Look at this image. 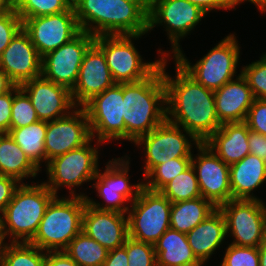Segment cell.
<instances>
[{
	"instance_id": "6da1fadb",
	"label": "cell",
	"mask_w": 266,
	"mask_h": 266,
	"mask_svg": "<svg viewBox=\"0 0 266 266\" xmlns=\"http://www.w3.org/2000/svg\"><path fill=\"white\" fill-rule=\"evenodd\" d=\"M170 59L164 57L162 60L167 120L204 143L222 125L216 114L214 91L197 83L176 61L173 62L175 75L171 76L166 72Z\"/></svg>"
},
{
	"instance_id": "7a4b0ae2",
	"label": "cell",
	"mask_w": 266,
	"mask_h": 266,
	"mask_svg": "<svg viewBox=\"0 0 266 266\" xmlns=\"http://www.w3.org/2000/svg\"><path fill=\"white\" fill-rule=\"evenodd\" d=\"M149 0H84L75 14L92 36L148 34Z\"/></svg>"
},
{
	"instance_id": "3957f363",
	"label": "cell",
	"mask_w": 266,
	"mask_h": 266,
	"mask_svg": "<svg viewBox=\"0 0 266 266\" xmlns=\"http://www.w3.org/2000/svg\"><path fill=\"white\" fill-rule=\"evenodd\" d=\"M123 119L126 141L132 144L167 119L162 62L148 78L123 83Z\"/></svg>"
},
{
	"instance_id": "277c9868",
	"label": "cell",
	"mask_w": 266,
	"mask_h": 266,
	"mask_svg": "<svg viewBox=\"0 0 266 266\" xmlns=\"http://www.w3.org/2000/svg\"><path fill=\"white\" fill-rule=\"evenodd\" d=\"M21 183L0 214L3 242L29 243L37 232L46 209L56 195L42 182Z\"/></svg>"
},
{
	"instance_id": "5b68a950",
	"label": "cell",
	"mask_w": 266,
	"mask_h": 266,
	"mask_svg": "<svg viewBox=\"0 0 266 266\" xmlns=\"http://www.w3.org/2000/svg\"><path fill=\"white\" fill-rule=\"evenodd\" d=\"M86 203V198L82 196L57 195L48 205L29 243L46 252L64 251L82 231Z\"/></svg>"
},
{
	"instance_id": "8992f818",
	"label": "cell",
	"mask_w": 266,
	"mask_h": 266,
	"mask_svg": "<svg viewBox=\"0 0 266 266\" xmlns=\"http://www.w3.org/2000/svg\"><path fill=\"white\" fill-rule=\"evenodd\" d=\"M235 35L237 34L230 33L221 39L196 63L192 64L182 49L172 58L197 83L216 91L241 74L236 75L241 62L239 61L241 46Z\"/></svg>"
},
{
	"instance_id": "52a82bcc",
	"label": "cell",
	"mask_w": 266,
	"mask_h": 266,
	"mask_svg": "<svg viewBox=\"0 0 266 266\" xmlns=\"http://www.w3.org/2000/svg\"><path fill=\"white\" fill-rule=\"evenodd\" d=\"M92 138L80 148L70 150L48 162L45 166L47 179L43 183L57 196L58 190L67 187L69 196L87 195L83 192L77 193L76 188L83 184L91 183L97 175L99 168V148L104 145ZM93 141L95 144L93 145Z\"/></svg>"
},
{
	"instance_id": "ba28073f",
	"label": "cell",
	"mask_w": 266,
	"mask_h": 266,
	"mask_svg": "<svg viewBox=\"0 0 266 266\" xmlns=\"http://www.w3.org/2000/svg\"><path fill=\"white\" fill-rule=\"evenodd\" d=\"M130 161V157L126 154L122 157L112 158L105 163L106 166L103 172L100 167L98 168L97 175L92 180L94 183L90 184L89 187H93L92 189H95L98 193L96 196L103 201L102 203L95 201L87 195L85 198L90 206L99 210L127 214L131 203L138 197L144 187L143 179L135 184L130 182L131 176H128Z\"/></svg>"
},
{
	"instance_id": "9c48e42d",
	"label": "cell",
	"mask_w": 266,
	"mask_h": 266,
	"mask_svg": "<svg viewBox=\"0 0 266 266\" xmlns=\"http://www.w3.org/2000/svg\"><path fill=\"white\" fill-rule=\"evenodd\" d=\"M142 35H99L94 43L103 51L115 83H133L148 78L164 57L146 62L134 45Z\"/></svg>"
},
{
	"instance_id": "30bf717a",
	"label": "cell",
	"mask_w": 266,
	"mask_h": 266,
	"mask_svg": "<svg viewBox=\"0 0 266 266\" xmlns=\"http://www.w3.org/2000/svg\"><path fill=\"white\" fill-rule=\"evenodd\" d=\"M206 15L187 0H149L148 33L155 27L163 26L171 44L170 50L158 48V55L172 58L182 49L180 41L193 32Z\"/></svg>"
},
{
	"instance_id": "8fae6325",
	"label": "cell",
	"mask_w": 266,
	"mask_h": 266,
	"mask_svg": "<svg viewBox=\"0 0 266 266\" xmlns=\"http://www.w3.org/2000/svg\"><path fill=\"white\" fill-rule=\"evenodd\" d=\"M133 144L144 154L143 179L159 164L179 157H192L201 142L190 132L167 119L139 137ZM194 147V149H193Z\"/></svg>"
},
{
	"instance_id": "7c38bea8",
	"label": "cell",
	"mask_w": 266,
	"mask_h": 266,
	"mask_svg": "<svg viewBox=\"0 0 266 266\" xmlns=\"http://www.w3.org/2000/svg\"><path fill=\"white\" fill-rule=\"evenodd\" d=\"M171 206L160 191L143 187L127 211L128 236L154 245L170 228Z\"/></svg>"
},
{
	"instance_id": "4fadbf2b",
	"label": "cell",
	"mask_w": 266,
	"mask_h": 266,
	"mask_svg": "<svg viewBox=\"0 0 266 266\" xmlns=\"http://www.w3.org/2000/svg\"><path fill=\"white\" fill-rule=\"evenodd\" d=\"M83 108L86 110L91 135L105 144L111 140L126 141L123 119V83H115L102 93L95 95Z\"/></svg>"
},
{
	"instance_id": "5bb4252c",
	"label": "cell",
	"mask_w": 266,
	"mask_h": 266,
	"mask_svg": "<svg viewBox=\"0 0 266 266\" xmlns=\"http://www.w3.org/2000/svg\"><path fill=\"white\" fill-rule=\"evenodd\" d=\"M265 203L258 199H232L218 207L225 217L227 239L233 238L230 244L259 247L263 243Z\"/></svg>"
},
{
	"instance_id": "9a60e30c",
	"label": "cell",
	"mask_w": 266,
	"mask_h": 266,
	"mask_svg": "<svg viewBox=\"0 0 266 266\" xmlns=\"http://www.w3.org/2000/svg\"><path fill=\"white\" fill-rule=\"evenodd\" d=\"M94 41L95 36L81 30L70 41L42 57L41 76L72 90L77 82L83 57Z\"/></svg>"
},
{
	"instance_id": "2e32d148",
	"label": "cell",
	"mask_w": 266,
	"mask_h": 266,
	"mask_svg": "<svg viewBox=\"0 0 266 266\" xmlns=\"http://www.w3.org/2000/svg\"><path fill=\"white\" fill-rule=\"evenodd\" d=\"M23 29L41 57L67 43L81 31L72 8L57 14L26 18Z\"/></svg>"
},
{
	"instance_id": "e0dca14e",
	"label": "cell",
	"mask_w": 266,
	"mask_h": 266,
	"mask_svg": "<svg viewBox=\"0 0 266 266\" xmlns=\"http://www.w3.org/2000/svg\"><path fill=\"white\" fill-rule=\"evenodd\" d=\"M92 139L86 110L77 107L69 115L47 122L45 151L50 160L82 147Z\"/></svg>"
},
{
	"instance_id": "ac0fdd59",
	"label": "cell",
	"mask_w": 266,
	"mask_h": 266,
	"mask_svg": "<svg viewBox=\"0 0 266 266\" xmlns=\"http://www.w3.org/2000/svg\"><path fill=\"white\" fill-rule=\"evenodd\" d=\"M196 155L192 154L201 196L217 208L232 200L229 165L224 163L207 145L201 143Z\"/></svg>"
},
{
	"instance_id": "d6986e66",
	"label": "cell",
	"mask_w": 266,
	"mask_h": 266,
	"mask_svg": "<svg viewBox=\"0 0 266 266\" xmlns=\"http://www.w3.org/2000/svg\"><path fill=\"white\" fill-rule=\"evenodd\" d=\"M19 87L28 95L40 121L50 122L63 118L77 108L70 89L43 76L31 79Z\"/></svg>"
},
{
	"instance_id": "ffe728a7",
	"label": "cell",
	"mask_w": 266,
	"mask_h": 266,
	"mask_svg": "<svg viewBox=\"0 0 266 266\" xmlns=\"http://www.w3.org/2000/svg\"><path fill=\"white\" fill-rule=\"evenodd\" d=\"M42 57L22 28L0 55V68L20 86L41 76Z\"/></svg>"
},
{
	"instance_id": "44dd1931",
	"label": "cell",
	"mask_w": 266,
	"mask_h": 266,
	"mask_svg": "<svg viewBox=\"0 0 266 266\" xmlns=\"http://www.w3.org/2000/svg\"><path fill=\"white\" fill-rule=\"evenodd\" d=\"M114 84L103 51L93 43L83 57L77 82L71 90L75 105L83 107L95 95Z\"/></svg>"
},
{
	"instance_id": "7402d4cb",
	"label": "cell",
	"mask_w": 266,
	"mask_h": 266,
	"mask_svg": "<svg viewBox=\"0 0 266 266\" xmlns=\"http://www.w3.org/2000/svg\"><path fill=\"white\" fill-rule=\"evenodd\" d=\"M82 232L108 251L121 247L129 237L127 214L99 210L86 203L82 217Z\"/></svg>"
},
{
	"instance_id": "603a6c76",
	"label": "cell",
	"mask_w": 266,
	"mask_h": 266,
	"mask_svg": "<svg viewBox=\"0 0 266 266\" xmlns=\"http://www.w3.org/2000/svg\"><path fill=\"white\" fill-rule=\"evenodd\" d=\"M216 114L221 124L243 122L255 100L252 89L240 74L214 91Z\"/></svg>"
},
{
	"instance_id": "cb8c5ba5",
	"label": "cell",
	"mask_w": 266,
	"mask_h": 266,
	"mask_svg": "<svg viewBox=\"0 0 266 266\" xmlns=\"http://www.w3.org/2000/svg\"><path fill=\"white\" fill-rule=\"evenodd\" d=\"M249 127L245 121L224 123L205 142L224 163L232 165L250 153Z\"/></svg>"
},
{
	"instance_id": "d4e9b609",
	"label": "cell",
	"mask_w": 266,
	"mask_h": 266,
	"mask_svg": "<svg viewBox=\"0 0 266 266\" xmlns=\"http://www.w3.org/2000/svg\"><path fill=\"white\" fill-rule=\"evenodd\" d=\"M188 243L197 260L204 266L224 245L227 239L226 221L223 213L217 208L205 220L186 234Z\"/></svg>"
},
{
	"instance_id": "484cf974",
	"label": "cell",
	"mask_w": 266,
	"mask_h": 266,
	"mask_svg": "<svg viewBox=\"0 0 266 266\" xmlns=\"http://www.w3.org/2000/svg\"><path fill=\"white\" fill-rule=\"evenodd\" d=\"M232 199L262 200L253 192L266 183V162L251 153L229 166Z\"/></svg>"
},
{
	"instance_id": "4316f807",
	"label": "cell",
	"mask_w": 266,
	"mask_h": 266,
	"mask_svg": "<svg viewBox=\"0 0 266 266\" xmlns=\"http://www.w3.org/2000/svg\"><path fill=\"white\" fill-rule=\"evenodd\" d=\"M157 266H203L184 233L169 228L154 244Z\"/></svg>"
},
{
	"instance_id": "83f0119b",
	"label": "cell",
	"mask_w": 266,
	"mask_h": 266,
	"mask_svg": "<svg viewBox=\"0 0 266 266\" xmlns=\"http://www.w3.org/2000/svg\"><path fill=\"white\" fill-rule=\"evenodd\" d=\"M41 171L8 133L0 134V175L24 183L25 179L37 178Z\"/></svg>"
},
{
	"instance_id": "f1b7e54d",
	"label": "cell",
	"mask_w": 266,
	"mask_h": 266,
	"mask_svg": "<svg viewBox=\"0 0 266 266\" xmlns=\"http://www.w3.org/2000/svg\"><path fill=\"white\" fill-rule=\"evenodd\" d=\"M216 209L217 207L211 201L202 196L172 203L170 228L187 234Z\"/></svg>"
},
{
	"instance_id": "f546056e",
	"label": "cell",
	"mask_w": 266,
	"mask_h": 266,
	"mask_svg": "<svg viewBox=\"0 0 266 266\" xmlns=\"http://www.w3.org/2000/svg\"><path fill=\"white\" fill-rule=\"evenodd\" d=\"M47 122L38 120L22 128L9 130L8 134L20 146L31 161L42 170V164L47 165L45 151V136ZM42 163V164H41Z\"/></svg>"
},
{
	"instance_id": "4dcf8cb0",
	"label": "cell",
	"mask_w": 266,
	"mask_h": 266,
	"mask_svg": "<svg viewBox=\"0 0 266 266\" xmlns=\"http://www.w3.org/2000/svg\"><path fill=\"white\" fill-rule=\"evenodd\" d=\"M46 251L31 243L3 242L0 266H45Z\"/></svg>"
},
{
	"instance_id": "1f68e13d",
	"label": "cell",
	"mask_w": 266,
	"mask_h": 266,
	"mask_svg": "<svg viewBox=\"0 0 266 266\" xmlns=\"http://www.w3.org/2000/svg\"><path fill=\"white\" fill-rule=\"evenodd\" d=\"M64 251L79 266H102L109 252L82 231Z\"/></svg>"
},
{
	"instance_id": "d6a6232c",
	"label": "cell",
	"mask_w": 266,
	"mask_h": 266,
	"mask_svg": "<svg viewBox=\"0 0 266 266\" xmlns=\"http://www.w3.org/2000/svg\"><path fill=\"white\" fill-rule=\"evenodd\" d=\"M160 192L171 202L191 200L201 197L195 169H188L168 182Z\"/></svg>"
},
{
	"instance_id": "836d02e7",
	"label": "cell",
	"mask_w": 266,
	"mask_h": 266,
	"mask_svg": "<svg viewBox=\"0 0 266 266\" xmlns=\"http://www.w3.org/2000/svg\"><path fill=\"white\" fill-rule=\"evenodd\" d=\"M192 165V157L170 159L157 165L143 180L144 187L160 191L168 182Z\"/></svg>"
},
{
	"instance_id": "e575fe53",
	"label": "cell",
	"mask_w": 266,
	"mask_h": 266,
	"mask_svg": "<svg viewBox=\"0 0 266 266\" xmlns=\"http://www.w3.org/2000/svg\"><path fill=\"white\" fill-rule=\"evenodd\" d=\"M14 9L23 21L26 18L61 13L71 7L69 0H14Z\"/></svg>"
},
{
	"instance_id": "d590c367",
	"label": "cell",
	"mask_w": 266,
	"mask_h": 266,
	"mask_svg": "<svg viewBox=\"0 0 266 266\" xmlns=\"http://www.w3.org/2000/svg\"><path fill=\"white\" fill-rule=\"evenodd\" d=\"M37 113L28 95L17 85L13 87L10 130L22 128L37 122Z\"/></svg>"
},
{
	"instance_id": "8d00e7d4",
	"label": "cell",
	"mask_w": 266,
	"mask_h": 266,
	"mask_svg": "<svg viewBox=\"0 0 266 266\" xmlns=\"http://www.w3.org/2000/svg\"><path fill=\"white\" fill-rule=\"evenodd\" d=\"M260 59L241 66L240 73L252 89L255 99H266V53Z\"/></svg>"
},
{
	"instance_id": "74e56055",
	"label": "cell",
	"mask_w": 266,
	"mask_h": 266,
	"mask_svg": "<svg viewBox=\"0 0 266 266\" xmlns=\"http://www.w3.org/2000/svg\"><path fill=\"white\" fill-rule=\"evenodd\" d=\"M128 256V266H157L153 244L128 237L123 245Z\"/></svg>"
},
{
	"instance_id": "f35d334b",
	"label": "cell",
	"mask_w": 266,
	"mask_h": 266,
	"mask_svg": "<svg viewBox=\"0 0 266 266\" xmlns=\"http://www.w3.org/2000/svg\"><path fill=\"white\" fill-rule=\"evenodd\" d=\"M222 261L218 266H260L259 247L227 244Z\"/></svg>"
},
{
	"instance_id": "ab89813d",
	"label": "cell",
	"mask_w": 266,
	"mask_h": 266,
	"mask_svg": "<svg viewBox=\"0 0 266 266\" xmlns=\"http://www.w3.org/2000/svg\"><path fill=\"white\" fill-rule=\"evenodd\" d=\"M22 28L23 21L14 7L10 11L0 14V55Z\"/></svg>"
},
{
	"instance_id": "60d3db41",
	"label": "cell",
	"mask_w": 266,
	"mask_h": 266,
	"mask_svg": "<svg viewBox=\"0 0 266 266\" xmlns=\"http://www.w3.org/2000/svg\"><path fill=\"white\" fill-rule=\"evenodd\" d=\"M245 122L249 130L266 136V99H255Z\"/></svg>"
},
{
	"instance_id": "b9f144b4",
	"label": "cell",
	"mask_w": 266,
	"mask_h": 266,
	"mask_svg": "<svg viewBox=\"0 0 266 266\" xmlns=\"http://www.w3.org/2000/svg\"><path fill=\"white\" fill-rule=\"evenodd\" d=\"M20 185L21 183L17 179L10 176L0 175V214L11 201L16 189Z\"/></svg>"
},
{
	"instance_id": "7bdbcfd3",
	"label": "cell",
	"mask_w": 266,
	"mask_h": 266,
	"mask_svg": "<svg viewBox=\"0 0 266 266\" xmlns=\"http://www.w3.org/2000/svg\"><path fill=\"white\" fill-rule=\"evenodd\" d=\"M13 104V88L0 95V134L10 130L11 108Z\"/></svg>"
},
{
	"instance_id": "ee69618b",
	"label": "cell",
	"mask_w": 266,
	"mask_h": 266,
	"mask_svg": "<svg viewBox=\"0 0 266 266\" xmlns=\"http://www.w3.org/2000/svg\"><path fill=\"white\" fill-rule=\"evenodd\" d=\"M248 144L250 153L266 162V136L250 130Z\"/></svg>"
},
{
	"instance_id": "f6af8a7d",
	"label": "cell",
	"mask_w": 266,
	"mask_h": 266,
	"mask_svg": "<svg viewBox=\"0 0 266 266\" xmlns=\"http://www.w3.org/2000/svg\"><path fill=\"white\" fill-rule=\"evenodd\" d=\"M45 266H79L65 251L46 252Z\"/></svg>"
},
{
	"instance_id": "bcb514c9",
	"label": "cell",
	"mask_w": 266,
	"mask_h": 266,
	"mask_svg": "<svg viewBox=\"0 0 266 266\" xmlns=\"http://www.w3.org/2000/svg\"><path fill=\"white\" fill-rule=\"evenodd\" d=\"M188 2L195 4L207 15L212 10H231L228 0H187Z\"/></svg>"
},
{
	"instance_id": "7dc6e473",
	"label": "cell",
	"mask_w": 266,
	"mask_h": 266,
	"mask_svg": "<svg viewBox=\"0 0 266 266\" xmlns=\"http://www.w3.org/2000/svg\"><path fill=\"white\" fill-rule=\"evenodd\" d=\"M102 266H128L126 248L121 246L110 250Z\"/></svg>"
},
{
	"instance_id": "c3c4849f",
	"label": "cell",
	"mask_w": 266,
	"mask_h": 266,
	"mask_svg": "<svg viewBox=\"0 0 266 266\" xmlns=\"http://www.w3.org/2000/svg\"><path fill=\"white\" fill-rule=\"evenodd\" d=\"M244 2H250L253 4L257 9H259L260 14L266 13V0H228V3L231 7V9H235L240 4Z\"/></svg>"
},
{
	"instance_id": "681fc988",
	"label": "cell",
	"mask_w": 266,
	"mask_h": 266,
	"mask_svg": "<svg viewBox=\"0 0 266 266\" xmlns=\"http://www.w3.org/2000/svg\"><path fill=\"white\" fill-rule=\"evenodd\" d=\"M14 86L9 76L0 68V95L10 91Z\"/></svg>"
},
{
	"instance_id": "f907efd6",
	"label": "cell",
	"mask_w": 266,
	"mask_h": 266,
	"mask_svg": "<svg viewBox=\"0 0 266 266\" xmlns=\"http://www.w3.org/2000/svg\"><path fill=\"white\" fill-rule=\"evenodd\" d=\"M14 7V0H0V14L10 11Z\"/></svg>"
},
{
	"instance_id": "816d5d0a",
	"label": "cell",
	"mask_w": 266,
	"mask_h": 266,
	"mask_svg": "<svg viewBox=\"0 0 266 266\" xmlns=\"http://www.w3.org/2000/svg\"><path fill=\"white\" fill-rule=\"evenodd\" d=\"M259 264L266 266V246L263 243L259 246Z\"/></svg>"
},
{
	"instance_id": "f5cc1de1",
	"label": "cell",
	"mask_w": 266,
	"mask_h": 266,
	"mask_svg": "<svg viewBox=\"0 0 266 266\" xmlns=\"http://www.w3.org/2000/svg\"><path fill=\"white\" fill-rule=\"evenodd\" d=\"M84 0H69L70 7L76 9Z\"/></svg>"
},
{
	"instance_id": "db71d44e",
	"label": "cell",
	"mask_w": 266,
	"mask_h": 266,
	"mask_svg": "<svg viewBox=\"0 0 266 266\" xmlns=\"http://www.w3.org/2000/svg\"><path fill=\"white\" fill-rule=\"evenodd\" d=\"M263 244L266 246V225L264 229Z\"/></svg>"
}]
</instances>
